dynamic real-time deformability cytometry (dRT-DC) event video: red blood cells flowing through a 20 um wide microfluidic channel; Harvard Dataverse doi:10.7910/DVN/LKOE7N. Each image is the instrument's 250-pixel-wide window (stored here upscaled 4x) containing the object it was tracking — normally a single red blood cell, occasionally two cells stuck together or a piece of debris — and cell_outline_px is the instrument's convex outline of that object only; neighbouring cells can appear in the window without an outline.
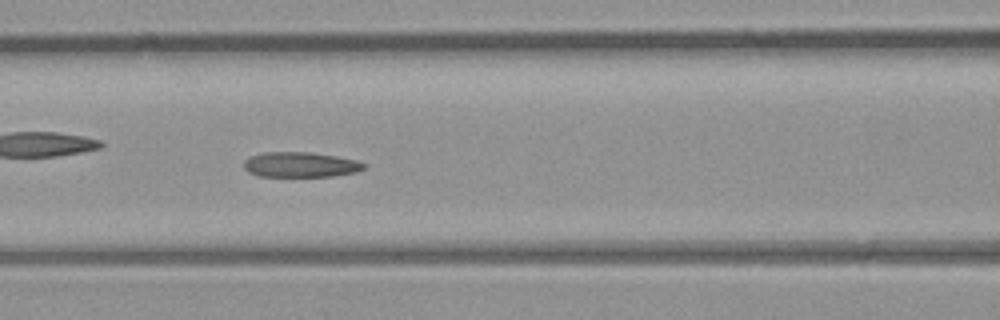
{"species": "common noctule bat (a hibernating species)", "species_latin": "Nyctalus noctula", "temperature_condition": "room temperature", "stored_images_in_passage": 47, "camera_frame_rate_fps": 3000, "um_per_image_px": 0.085, "animal": {"sex": "male", "body_mass_g": 23.1, "forearm_length_mm": 52.7}, "frame": {"image": 1, "passage_image": 20, "time_ms": 6.333, "image_size_px": [1000, 320], "cell_outline_px": [[368, 164], [364, 168], [356, 172], [332, 176], [260, 176], [248, 172], [244, 168], [244, 160], [252, 156], [264, 152], [308, 152], [336, 156], [356, 160]], "centroid_in_image_um": [25.55, 13.99], "position_along_channel_um": 141.1, "area_um2": 17.51}}
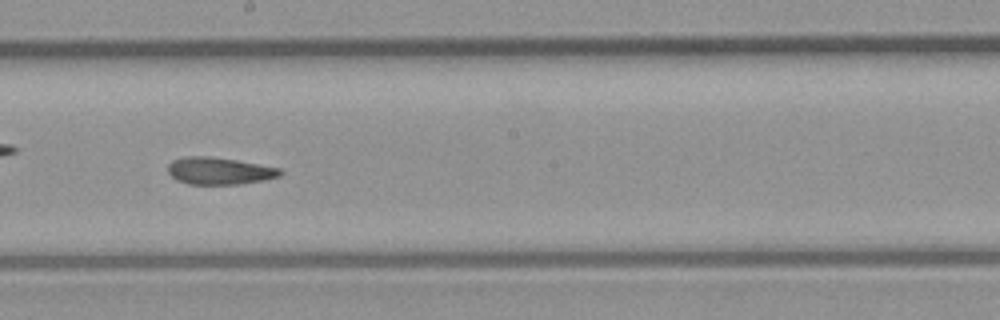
{"frame": {"image": 2, "passage_image": 26, "time_ms": 8.333, "image_size_px": [1000, 320], "cell_outline_px": [[284, 172], [280, 176], [264, 180], [240, 184], [188, 184], [176, 180], [168, 172], [168, 164], [172, 160], [184, 156], [208, 156], [236, 160], [280, 168]], "centroid_in_image_um": [18.63, 14.52], "position_along_channel_um": 229.6, "area_um2": 17.8}}
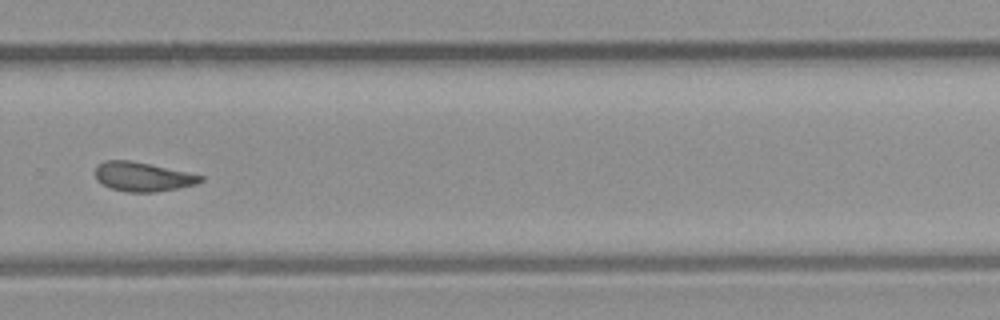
{"frame": {"image": 3, "passage_image": 32, "time_ms": 10.333, "image_size_px": [1000, 320], "cell_outline_px": [[204, 180], [196, 184], [156, 192], [128, 192], [112, 188], [96, 180], [96, 164], [104, 160], [128, 160], [148, 164], [204, 176]], "centroid_in_image_um": [12.1, 15.02], "position_along_channel_um": 317.7, "area_um2": 17.63}, "authors_computed_cell_mechanics": {"area_um2": 18.207, "velocity_mm_per_s": 4.4313, "shape_relaxation_time_tau1_ms": null, "shape_relaxation_time_tau2_ms": 2.4352, "deformation_change_tau1": null, "deformation_change_tau2": 0.0827}}